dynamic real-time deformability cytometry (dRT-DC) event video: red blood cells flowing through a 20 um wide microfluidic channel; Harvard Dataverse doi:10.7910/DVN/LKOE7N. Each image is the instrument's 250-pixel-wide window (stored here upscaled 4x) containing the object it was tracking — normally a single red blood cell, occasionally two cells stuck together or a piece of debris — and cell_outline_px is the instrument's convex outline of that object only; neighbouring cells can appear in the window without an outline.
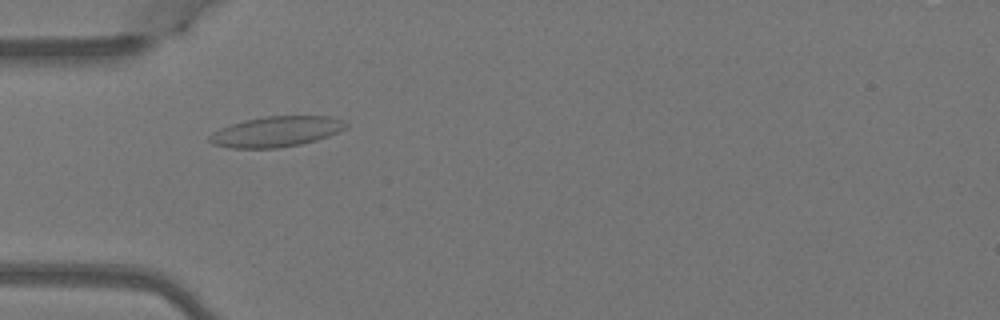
{"species": "Egyptian fruit bat (a non-hibernating species)", "species_latin": "Rousettus aegyptiacus", "temperature_condition": "warm", "stored_images_in_passage": 4, "camera_frame_rate_fps": 3000, "um_per_image_px": 0.085, "animal": {"sex": "female"}, "frame": {"image": 1, "passage_image": 3, "time_ms": 0.667, "image_size_px": [1000, 320], "cell_outline_px": [[348, 128], [340, 132], [316, 140], [300, 144], [276, 148], [232, 148], [212, 144], [208, 140], [208, 136], [212, 132], [220, 128], [244, 120], [264, 116], [328, 116], [344, 120], [348, 124]], "centroid_in_image_um": [23.5, 11.18], "position_along_channel_um": 61.5, "area_um2": 24.33}}
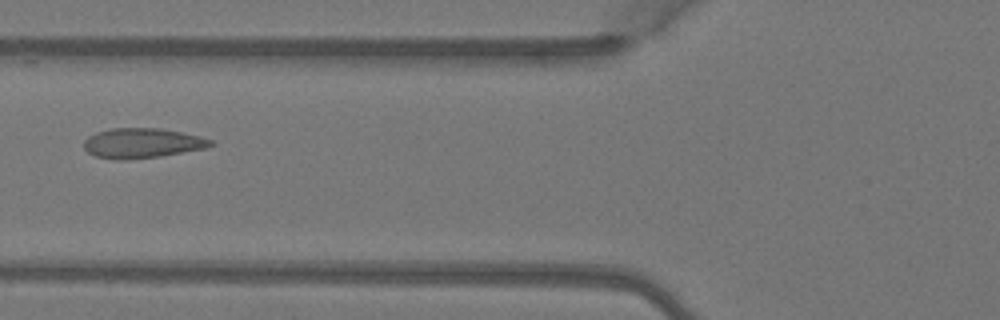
{"frame": {"image": 2, "passage_image": 4, "time_ms": 1.0, "image_size_px": [1000, 320], "cell_outline_px": [[216, 144], [204, 148], [160, 156], [128, 160], [116, 160], [96, 156], [88, 152], [84, 148], [84, 140], [88, 136], [96, 132], [112, 128], [160, 128], [200, 136], [212, 140]], "centroid_in_image_um": [12.06, 12.16], "position_along_channel_um": 113.7, "area_um2": 22.08}}